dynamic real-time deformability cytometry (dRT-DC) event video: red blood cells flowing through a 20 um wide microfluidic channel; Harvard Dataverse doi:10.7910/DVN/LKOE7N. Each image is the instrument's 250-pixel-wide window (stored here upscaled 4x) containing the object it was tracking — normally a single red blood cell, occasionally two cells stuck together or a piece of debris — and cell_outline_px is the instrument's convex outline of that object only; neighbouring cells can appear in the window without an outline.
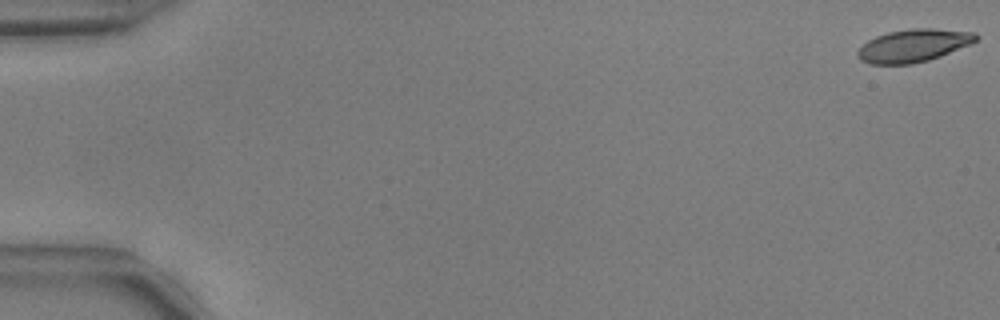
{"species": "common noctule bat (a hibernating species)", "species_latin": "Nyctalus noctula", "temperature_condition": "warm", "stored_images_in_passage": 45, "camera_frame_rate_fps": 3000, "um_per_image_px": 0.085, "animal": {"sex": "male", "body_mass_g": 17.9, "forearm_length_mm": 54.2}, "frame": {"image": 1, "passage_image": 1, "time_ms": 0.0, "image_size_px": [1000, 320], "cell_outline_px": [[980, 36], [972, 44], [940, 56], [928, 60], [912, 64], [868, 64], [860, 60], [856, 56], [856, 52], [868, 40], [876, 36], [888, 32], [912, 28], [932, 28], [976, 32]], "centroid_in_image_um": [77.66, 3.87], "position_along_channel_um": 7.3, "area_um2": 22.77}}
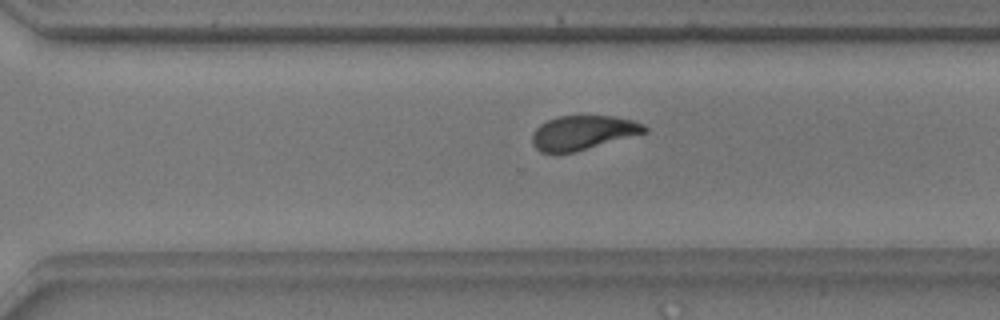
{"frame": {"image": 2, "passage_image": 39, "time_ms": 12.667, "image_size_px": [1000, 320], "cell_outline_px": [[648, 132], [576, 152], [552, 156], [540, 152], [532, 144], [532, 132], [540, 124], [548, 120], [560, 116], [616, 116], [632, 120], [644, 124], [648, 128]], "centroid_in_image_um": [49.52, 11.31], "position_along_channel_um": 321.1, "area_um2": 23.0}}
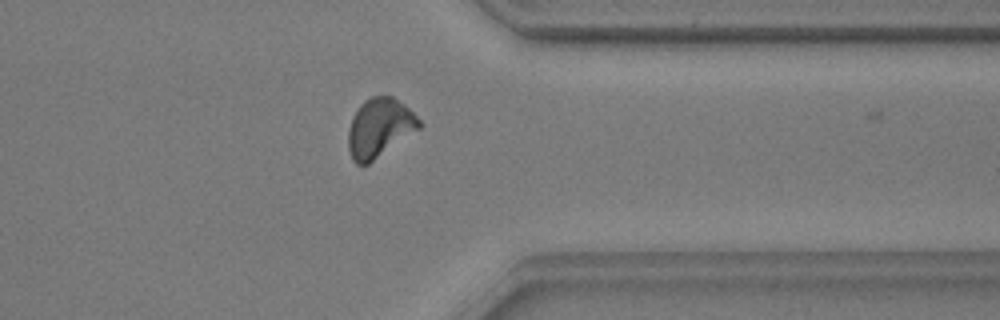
{"frame": {"image": 3, "passage_image": 44, "time_ms": 14.333, "image_size_px": [1000, 320], "cell_outline_px": [[424, 124], [420, 128], [368, 164], [356, 164], [352, 160], [348, 148], [348, 128], [352, 116], [360, 104], [364, 100], [372, 96], [392, 96], [404, 104]], "centroid_in_image_um": [32.24, 10.86], "position_along_channel_um": 379.2, "area_um2": 24.33}}